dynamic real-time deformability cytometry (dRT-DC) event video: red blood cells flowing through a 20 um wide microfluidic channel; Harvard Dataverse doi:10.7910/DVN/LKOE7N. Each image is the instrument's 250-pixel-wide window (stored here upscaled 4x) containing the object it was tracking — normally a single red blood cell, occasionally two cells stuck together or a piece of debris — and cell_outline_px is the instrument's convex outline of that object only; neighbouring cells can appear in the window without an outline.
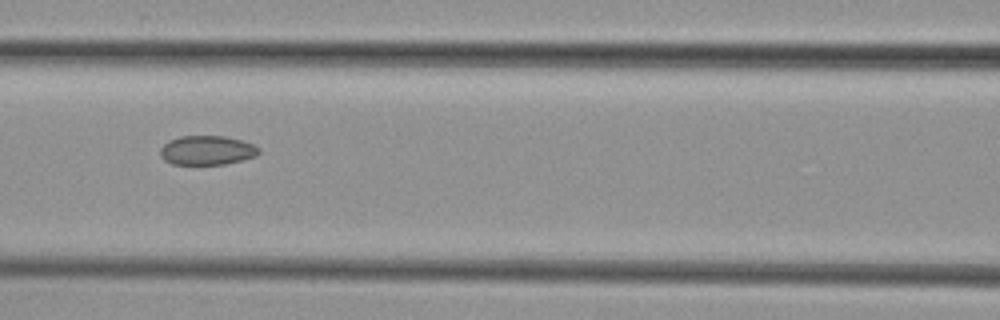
{"species": "common noctule bat (a hibernating species)", "species_latin": "Nyctalus noctula", "temperature_condition": "cold", "stored_images_in_passage": 7, "camera_frame_rate_fps": 3000, "um_per_image_px": 0.085, "animal": {"sex": "female", "body_mass_g": 29.2, "forearm_length_mm": 56.3}, "frame": {"image": 1, "passage_image": 5, "time_ms": 6.667, "image_size_px": [1000, 320], "cell_outline_px": [[260, 152], [256, 156], [224, 164], [172, 164], [164, 160], [160, 156], [160, 148], [168, 140], [180, 136], [224, 136], [244, 140], [260, 148]], "centroid_in_image_um": [17.58, 12.76], "position_along_channel_um": 149.0, "area_um2": 16.88}}
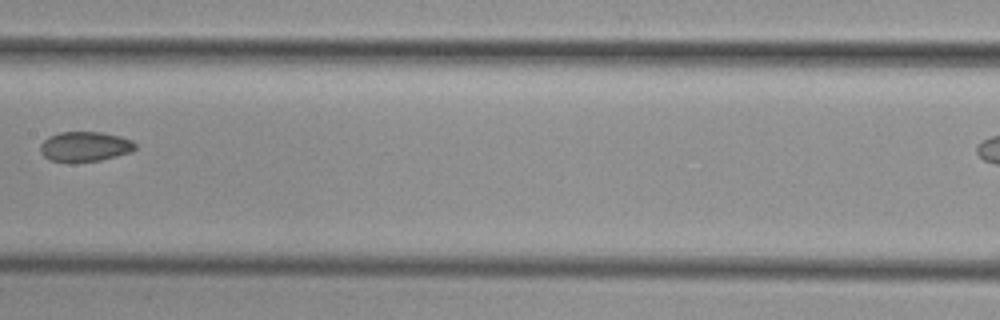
{"frame": {"image": 2, "passage_image": 6, "time_ms": 8.0, "image_size_px": [1000, 320], "cell_outline_px": [[136, 148], [132, 152], [100, 160], [52, 160], [44, 156], [40, 152], [40, 144], [48, 136], [60, 132], [104, 132], [120, 136], [132, 140], [136, 144]], "centroid_in_image_um": [7.25, 12.42], "position_along_channel_um": 200.2, "area_um2": 16.24}}
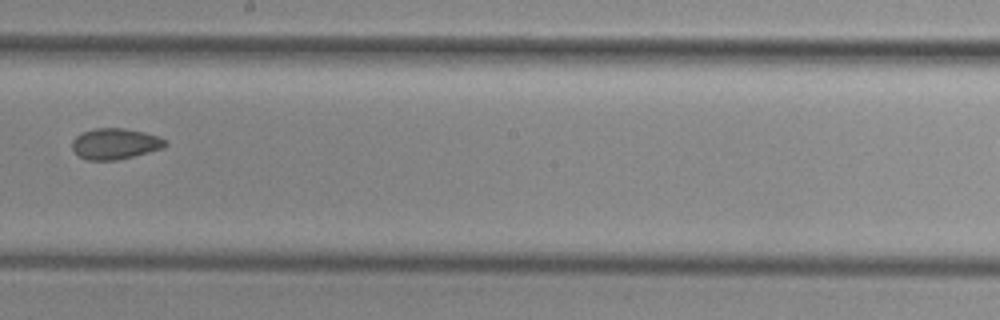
{"frame": {"image": 3, "passage_image": 7, "time_ms": 9.0, "image_size_px": [1000, 320], "cell_outline_px": [[168, 144], [164, 148], [116, 160], [84, 160], [72, 148], [72, 140], [80, 132], [96, 128], [124, 128], [144, 132], [160, 136]], "centroid_in_image_um": [9.78, 12.21], "position_along_channel_um": 238.4, "area_um2": 16.82}}